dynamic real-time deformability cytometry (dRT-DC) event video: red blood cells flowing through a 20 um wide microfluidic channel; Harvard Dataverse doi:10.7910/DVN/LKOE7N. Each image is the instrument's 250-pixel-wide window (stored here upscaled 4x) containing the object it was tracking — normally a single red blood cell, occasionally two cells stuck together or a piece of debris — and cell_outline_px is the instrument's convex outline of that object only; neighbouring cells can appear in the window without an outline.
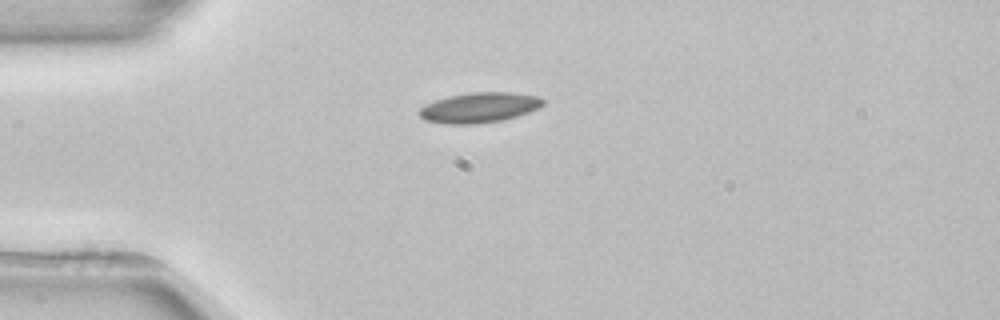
{"species": "common noctule bat (a hibernating species)", "species_latin": "Nyctalus noctula", "temperature_condition": "room temperature", "stored_images_in_passage": 2, "camera_frame_rate_fps": 3000, "um_per_image_px": 0.085, "animal": {"sex": "female", "body_mass_g": 22.7, "forearm_length_mm": 54.2}, "frame": {"image": 1, "passage_image": 1, "time_ms": 0.0, "image_size_px": [1000, 320], "cell_outline_px": [[544, 104], [540, 108], [516, 116], [500, 120], [476, 124], [448, 124], [424, 120], [416, 112], [420, 108], [436, 100], [448, 96], [468, 92], [512, 92], [540, 96], [544, 100]], "centroid_in_image_um": [40.75, 9.13], "position_along_channel_um": 44.2, "area_um2": 21.85}}
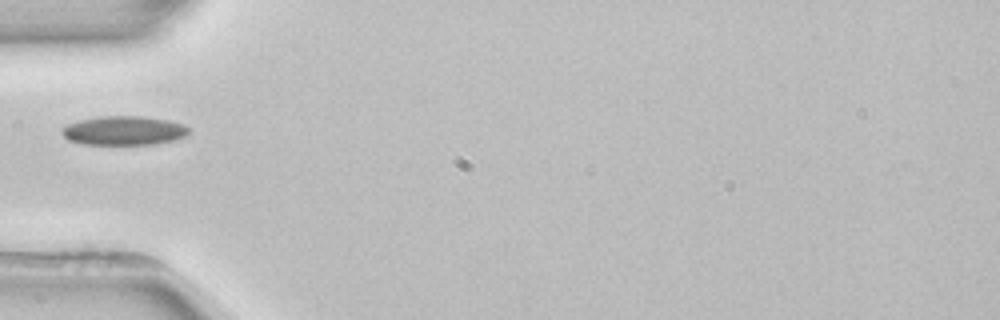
{"frame": {"image": 2, "passage_image": 2, "time_ms": 1.333, "image_size_px": [1000, 320], "cell_outline_px": [[188, 136], [156, 144], [84, 144], [68, 140], [60, 132], [60, 128], [68, 124], [80, 120], [100, 116], [140, 116], [168, 120], [184, 124], [188, 128]], "centroid_in_image_um": [10.52, 11.1], "position_along_channel_um": 74.5, "area_um2": 21.5}}